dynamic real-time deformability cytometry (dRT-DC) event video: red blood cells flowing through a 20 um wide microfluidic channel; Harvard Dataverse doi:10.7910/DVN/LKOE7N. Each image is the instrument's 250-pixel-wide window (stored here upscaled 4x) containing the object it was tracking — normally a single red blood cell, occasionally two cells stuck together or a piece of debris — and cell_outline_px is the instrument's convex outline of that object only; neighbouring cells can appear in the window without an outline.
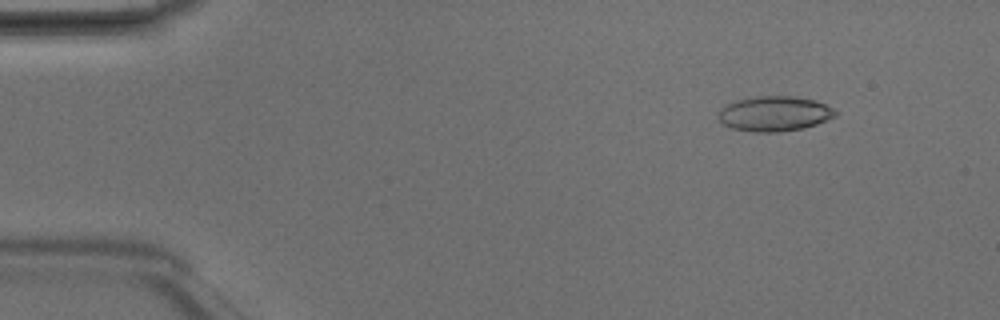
{"species": "Egyptian fruit bat (a non-hibernating species)", "species_latin": "Rousettus aegyptiacus", "temperature_condition": "room temperature", "stored_images_in_passage": 41, "camera_frame_rate_fps": 3000, "um_per_image_px": 0.085, "animal": {"sex": "male"}, "frame": {"image": 1, "passage_image": 4, "time_ms": 1.0, "image_size_px": [1000, 320], "cell_outline_px": [[836, 116], [816, 124], [804, 128], [776, 132], [752, 132], [732, 128], [724, 124], [716, 116], [720, 108], [724, 104], [736, 100], [756, 96], [792, 96], [816, 100], [832, 108], [836, 112]], "centroid_in_image_um": [65.78, 9.66], "position_along_channel_um": 19.2, "area_um2": 23.99}}
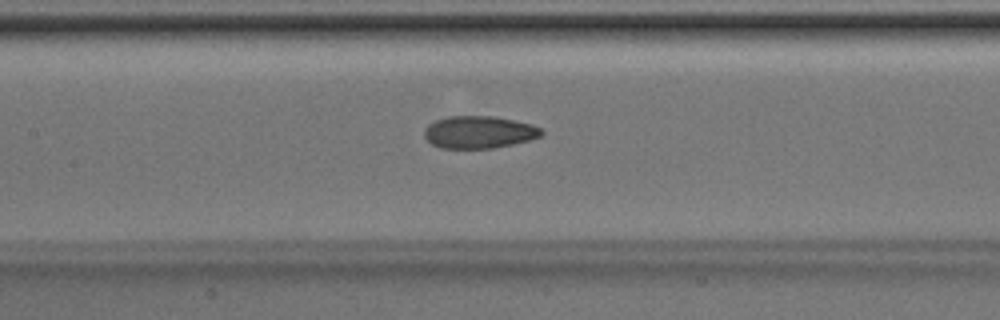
{"frame": {"image": 2, "passage_image": 21, "time_ms": 6.667, "image_size_px": [1000, 320], "cell_outline_px": [[544, 132], [540, 136], [528, 140], [512, 144], [492, 148], [440, 148], [432, 144], [424, 136], [424, 128], [428, 124], [436, 120], [448, 116], [492, 116], [532, 124], [540, 128]], "centroid_in_image_um": [40.68, 11.23], "position_along_channel_um": 166.7, "area_um2": 21.96}}
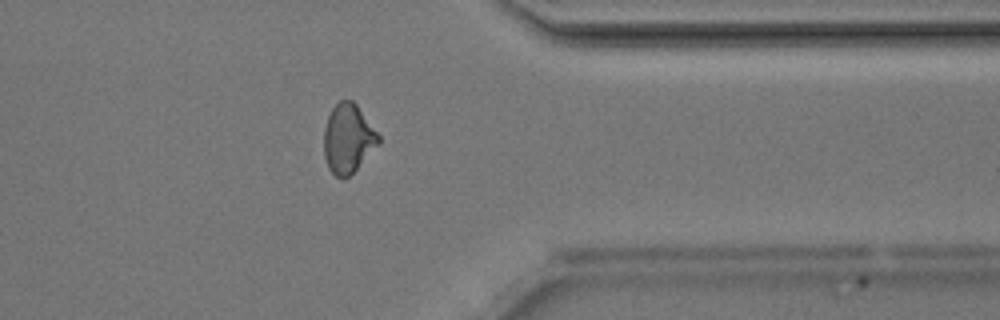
{"frame": {"image": 3, "passage_image": 37, "time_ms": 12.0, "image_size_px": [1000, 320], "cell_outline_px": [[380, 144], [344, 180], [340, 180], [328, 168], [324, 156], [324, 128], [328, 116], [332, 108], [340, 100], [352, 100], [356, 104], [380, 136]], "centroid_in_image_um": [29.57, 11.79], "position_along_channel_um": 381.8, "area_um2": 21.91}, "authors_computed_cell_mechanics": {"area_um2": 22.5998, "velocity_mm_per_s": 4.2112, "shape_relaxation_time_tau1_ms": null, "shape_relaxation_time_tau2_ms": 1.9247, "deformation_change_tau1": null, "deformation_change_tau2": 0.0809}}